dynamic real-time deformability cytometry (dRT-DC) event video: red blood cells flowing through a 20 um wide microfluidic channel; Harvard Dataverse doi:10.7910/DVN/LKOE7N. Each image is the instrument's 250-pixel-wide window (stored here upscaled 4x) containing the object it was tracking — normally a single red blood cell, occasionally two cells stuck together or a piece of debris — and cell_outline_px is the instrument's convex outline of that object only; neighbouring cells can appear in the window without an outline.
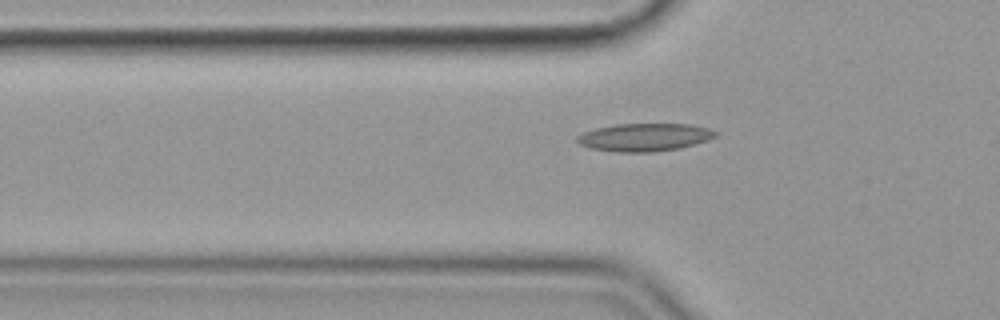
{"species": "common noctule bat (a hibernating species)", "species_latin": "Nyctalus noctula", "temperature_condition": "cold", "stored_images_in_passage": 56, "camera_frame_rate_fps": 3000, "um_per_image_px": 0.085, "animal": {"sex": "female", "body_mass_g": 19.9}, "frame": {"image": 1, "passage_image": 19, "time_ms": 6.0, "image_size_px": [1000, 320], "cell_outline_px": [[720, 132], [716, 136], [708, 140], [696, 144], [680, 148], [652, 152], [616, 152], [588, 148], [580, 144], [576, 140], [576, 136], [584, 132], [596, 128], [616, 124], [692, 124], [708, 128]], "centroid_in_image_um": [54.8, 11.67], "position_along_channel_um": 71.0, "area_um2": 22.66}}
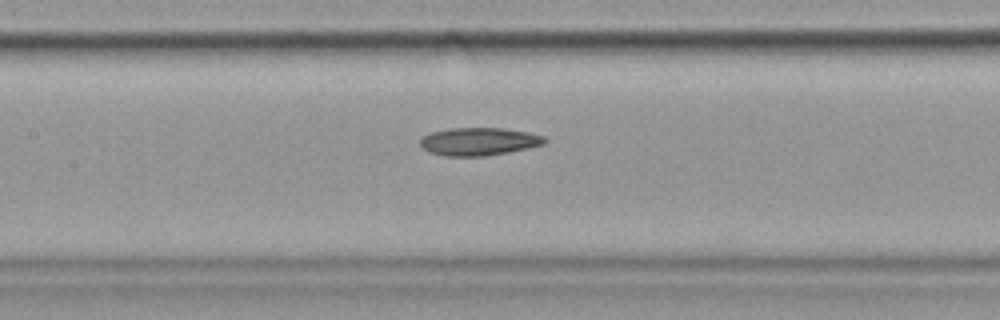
{"frame": {"image": 2, "passage_image": 27, "time_ms": 8.667, "image_size_px": [1000, 320], "cell_outline_px": [[548, 140], [544, 144], [528, 148], [508, 152], [484, 156], [444, 156], [428, 152], [420, 144], [420, 140], [424, 136], [432, 132], [448, 128], [504, 128], [528, 132], [544, 136]], "centroid_in_image_um": [40.72, 12.03], "position_along_channel_um": 166.7, "area_um2": 20.23}}
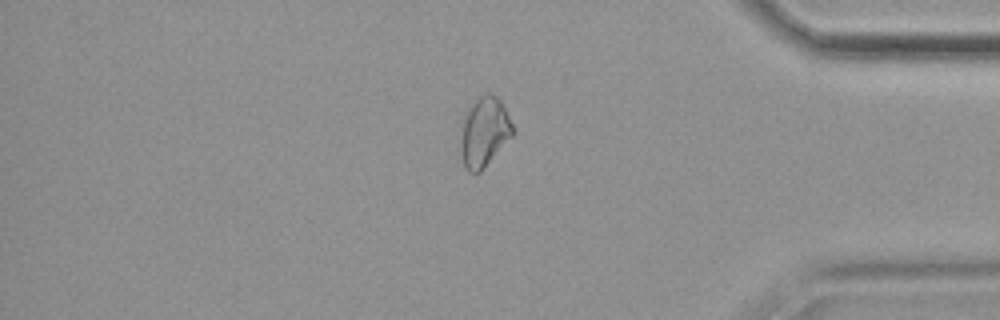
{"frame": {"image": 3, "passage_image": 48, "time_ms": 15.667, "image_size_px": [1000, 320], "cell_outline_px": [[516, 132], [484, 168], [480, 172], [468, 172], [464, 168], [460, 152], [460, 144], [464, 116], [468, 104], [472, 100], [488, 92], [492, 92], [500, 100]], "centroid_in_image_um": [41.15, 11.2], "position_along_channel_um": 394.1, "area_um2": 21.44}, "authors_computed_cell_mechanics": {"area_um2": 20.6635, "velocity_mm_per_s": 3.5872, "shape_relaxation_time_tau1_ms": 5.7737, "shape_relaxation_time_tau2_ms": null, "deformation_change_tau1": 0.1281, "deformation_change_tau2": null}}